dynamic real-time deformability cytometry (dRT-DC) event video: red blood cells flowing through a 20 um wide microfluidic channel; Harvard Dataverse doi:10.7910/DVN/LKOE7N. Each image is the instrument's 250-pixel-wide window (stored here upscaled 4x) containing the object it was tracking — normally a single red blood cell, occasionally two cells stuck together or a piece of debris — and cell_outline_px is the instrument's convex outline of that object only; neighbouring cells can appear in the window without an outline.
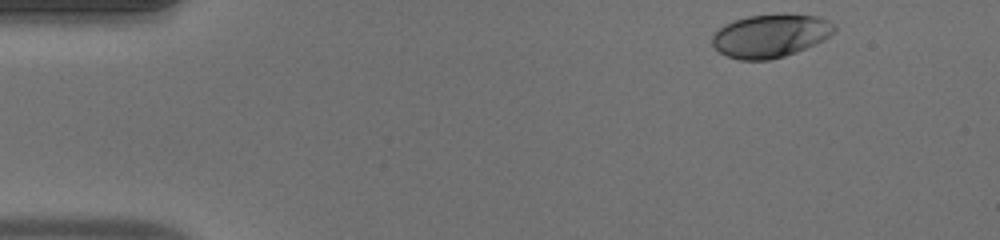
{"species": "human", "species_latin": "Homo sapiens", "temperature_condition": "warm", "stored_images_in_passage": 46, "camera_frame_rate_fps": 3000, "um_per_image_px": 0.085, "donor": {"sex": "male"}, "frame": {"image": 1, "passage_image": 1, "time_ms": 0.0, "image_size_px": [1000, 240], "cell_outline_px": [[836, 28], [824, 40], [796, 52], [784, 56], [768, 60], [740, 60], [728, 56], [720, 52], [712, 44], [712, 36], [724, 24], [748, 16], [788, 12], [820, 16], [836, 24]], "centroid_in_image_um": [65.53, 3.01], "position_along_channel_um": 19.5, "area_um2": 31.04}}
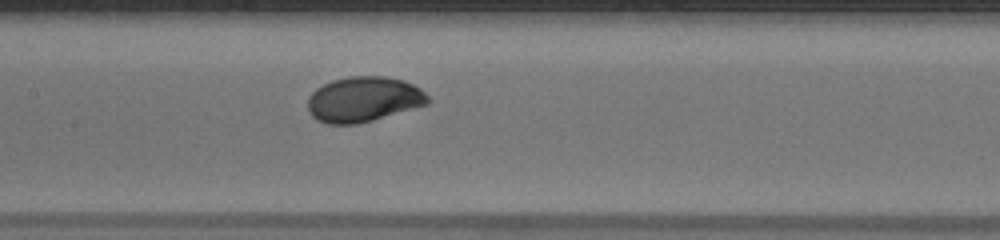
{"frame": {"image": 2, "passage_image": 20, "time_ms": 6.333, "image_size_px": [1000, 240], "cell_outline_px": [[432, 100], [428, 104], [372, 120], [356, 124], [324, 124], [316, 120], [308, 112], [308, 96], [316, 88], [332, 80], [348, 76], [384, 76], [404, 80], [420, 88]], "centroid_in_image_um": [30.89, 8.44], "position_along_channel_um": 176.5, "area_um2": 31.85}}
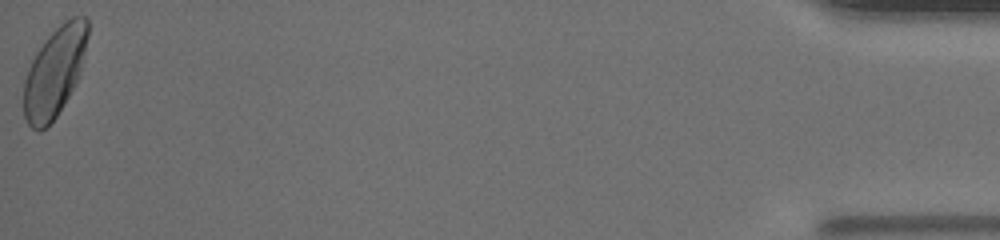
{"frame": {"image": 3, "passage_image": 46, "time_ms": 15.0, "image_size_px": [1000, 240], "cell_outline_px": [[88, 36], [80, 72], [68, 96], [56, 116], [40, 132], [32, 128], [28, 124], [24, 116], [24, 80], [28, 68], [36, 52], [44, 40], [60, 24], [72, 16], [84, 16], [88, 20]], "centroid_in_image_um": [4.63, 6.09], "position_along_channel_um": 430.6, "area_um2": 32.95}, "authors_computed_cell_mechanics": {"area_um2": 31.1253, "velocity_mm_per_s": 4.0671, "shape_relaxation_time_tau1_ms": 2.2552, "shape_relaxation_time_tau2_ms": null, "deformation_change_tau1": 0.1415, "deformation_change_tau2": null}}